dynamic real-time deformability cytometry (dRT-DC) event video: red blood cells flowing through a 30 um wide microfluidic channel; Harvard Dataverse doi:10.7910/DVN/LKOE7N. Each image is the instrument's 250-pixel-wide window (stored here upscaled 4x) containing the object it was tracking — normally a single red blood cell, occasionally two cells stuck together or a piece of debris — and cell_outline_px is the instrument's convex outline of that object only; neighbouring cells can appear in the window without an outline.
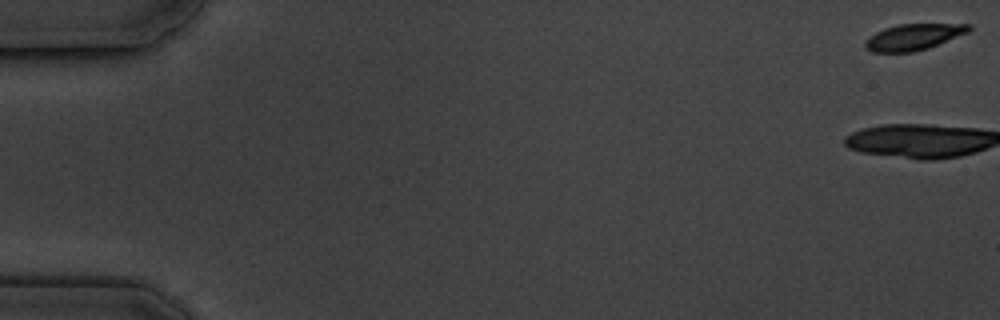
{"species": "common noctule bat (a hibernating species)", "species_latin": "Nyctalus noctula", "temperature_condition": "cold", "stored_images_in_passage": 6, "camera_frame_rate_fps": 3000, "um_per_image_px": 0.085, "animal": {"sex": "male", "body_mass_g": 19.5, "forearm_length_mm": 54.6}, "frame": {"image": 1, "passage_image": 1, "time_ms": 0.0, "image_size_px": [1000, 320], "cell_outline_px": [[972, 28], [968, 32], [928, 48], [912, 52], [872, 52], [864, 48], [864, 40], [876, 32], [884, 28], [900, 24], [972, 24]], "centroid_in_image_um": [77.61, 3.14], "position_along_channel_um": 7.4, "area_um2": 15.78}}